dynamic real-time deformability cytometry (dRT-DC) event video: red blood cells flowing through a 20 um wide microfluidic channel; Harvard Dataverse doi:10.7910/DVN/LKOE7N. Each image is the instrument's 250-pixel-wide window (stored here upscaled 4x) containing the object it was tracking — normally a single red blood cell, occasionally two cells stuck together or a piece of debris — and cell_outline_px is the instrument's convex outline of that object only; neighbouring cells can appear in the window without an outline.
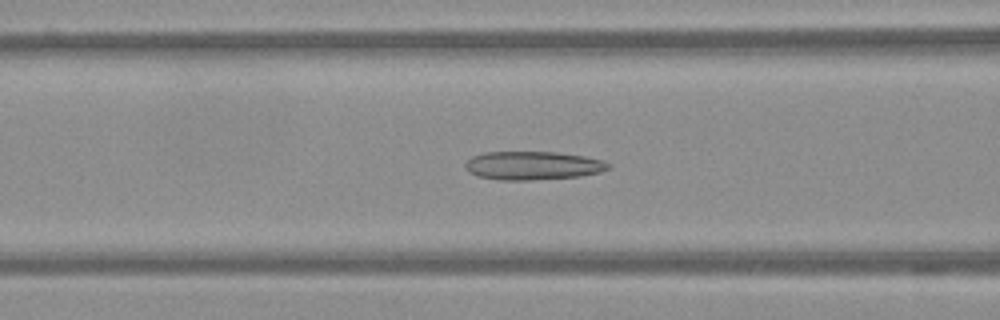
{"species": "Egyptian fruit bat (a non-hibernating species)", "species_latin": "Rousettus aegyptiacus", "temperature_condition": "warm", "stored_images_in_passage": 55, "camera_frame_rate_fps": 3000, "um_per_image_px": 0.085, "frame": {"image": 1, "passage_image": 22, "time_ms": 7.0, "image_size_px": [1000, 320], "cell_outline_px": [[612, 164], [608, 168], [600, 172], [580, 176], [532, 180], [500, 180], [476, 176], [468, 172], [464, 168], [464, 164], [472, 156], [484, 152], [556, 152], [584, 156], [604, 160]], "centroid_in_image_um": [45.27, 14.07], "position_along_channel_um": 121.3, "area_um2": 23.93}}
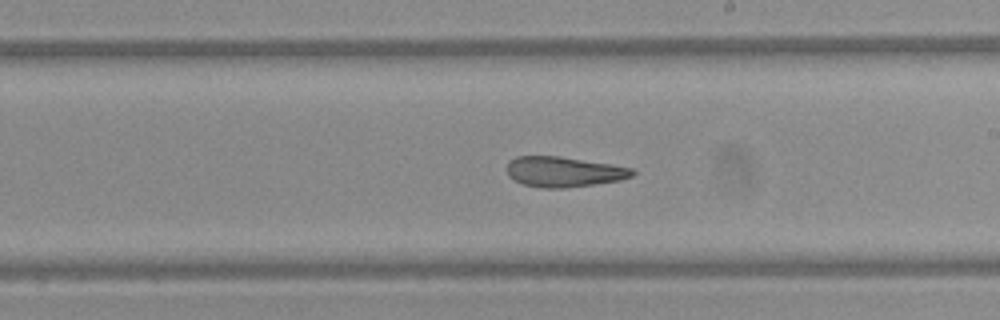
{"frame": {"image": 2, "passage_image": 32, "time_ms": 10.333, "image_size_px": [1000, 320], "cell_outline_px": [[636, 172], [632, 176], [620, 180], [564, 188], [540, 188], [524, 184], [508, 176], [508, 160], [516, 156], [560, 156], [612, 164], [632, 168]], "centroid_in_image_um": [47.92, 14.59], "position_along_channel_um": 241.1, "area_um2": 22.08}}
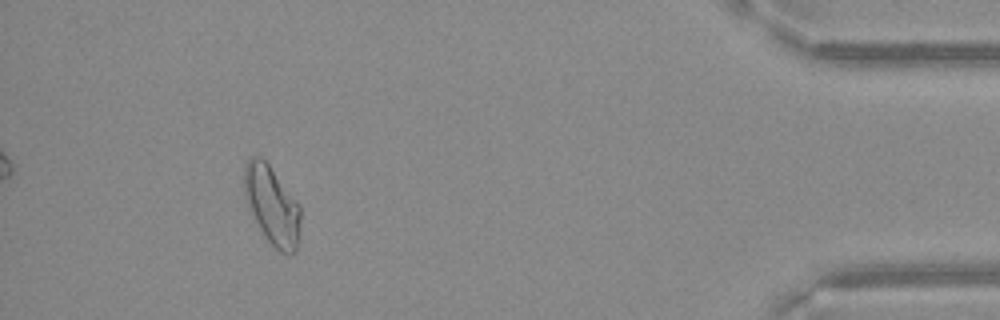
{"frame": {"image": 3, "passage_image": 51, "time_ms": 16.667, "image_size_px": [1000, 320], "cell_outline_px": [[300, 220], [296, 252], [292, 256], [288, 256], [280, 252], [264, 236], [244, 200], [244, 164], [248, 156], [260, 156], [268, 164], [300, 204]], "centroid_in_image_um": [23.1, 17.45], "position_along_channel_um": 412.1, "area_um2": 26.01}}